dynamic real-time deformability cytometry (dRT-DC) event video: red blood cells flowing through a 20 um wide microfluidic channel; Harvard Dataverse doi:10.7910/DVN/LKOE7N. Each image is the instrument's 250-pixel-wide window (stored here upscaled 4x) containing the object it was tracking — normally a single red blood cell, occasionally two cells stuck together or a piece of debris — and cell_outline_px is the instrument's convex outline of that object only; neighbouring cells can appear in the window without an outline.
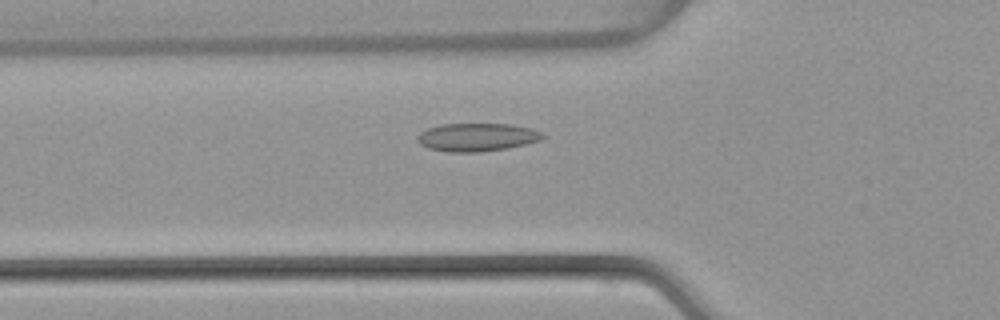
{"species": "common noctule bat (a hibernating species)", "species_latin": "Nyctalus noctula", "temperature_condition": "warm", "stored_images_in_passage": 50, "camera_frame_rate_fps": 3000, "um_per_image_px": 0.085, "animal": {"sex": "female", "body_mass_g": 22.7, "forearm_length_mm": 54.2}, "frame": {"image": 1, "passage_image": 17, "time_ms": 5.333, "image_size_px": [1000, 320], "cell_outline_px": [[544, 136], [540, 140], [508, 148], [480, 152], [448, 152], [428, 148], [420, 144], [416, 140], [416, 136], [420, 132], [428, 128], [440, 124], [512, 124], [532, 128], [540, 132]], "centroid_in_image_um": [40.5, 11.66], "position_along_channel_um": 85.3, "area_um2": 20.58}}
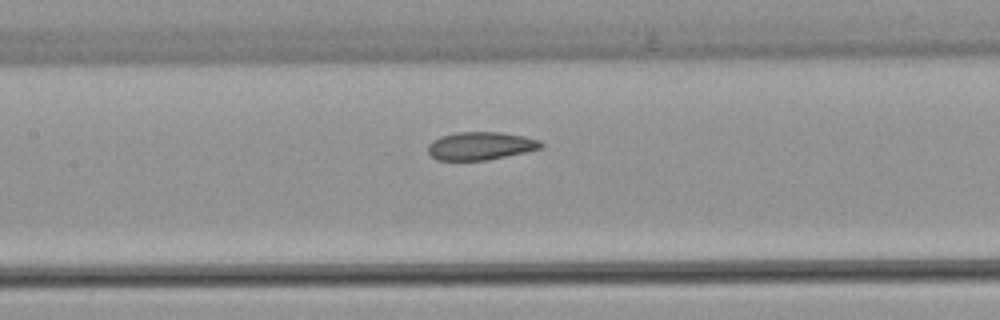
{"frame": {"image": 2, "passage_image": 23, "time_ms": 7.333, "image_size_px": [1000, 320], "cell_outline_px": [[544, 148], [488, 160], [436, 160], [428, 152], [428, 144], [432, 140], [440, 136], [456, 132], [500, 132], [524, 136], [540, 140], [544, 144]], "centroid_in_image_um": [40.86, 12.4], "position_along_channel_um": 166.5, "area_um2": 18.61}}
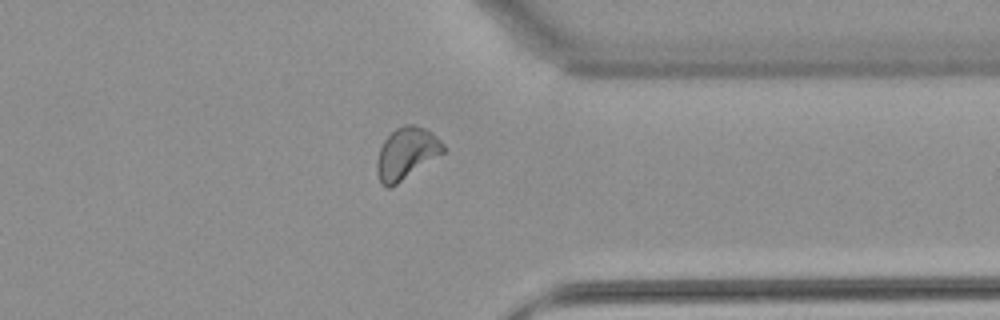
{"frame": {"image": 3, "passage_image": 39, "time_ms": 12.667, "image_size_px": [1000, 320], "cell_outline_px": [[448, 148], [444, 152], [396, 184], [388, 188], [384, 188], [380, 184], [376, 172], [376, 160], [380, 148], [384, 140], [396, 128], [404, 124], [416, 124], [432, 132]], "centroid_in_image_um": [34.53, 13.03], "position_along_channel_um": 376.9, "area_um2": 20.06}, "authors_computed_cell_mechanics": {"area_um2": 19.6231, "velocity_mm_per_s": 4.0407, "shape_relaxation_time_tau1_ms": null, "shape_relaxation_time_tau2_ms": 2.018, "deformation_change_tau1": null, "deformation_change_tau2": 0.0513}}